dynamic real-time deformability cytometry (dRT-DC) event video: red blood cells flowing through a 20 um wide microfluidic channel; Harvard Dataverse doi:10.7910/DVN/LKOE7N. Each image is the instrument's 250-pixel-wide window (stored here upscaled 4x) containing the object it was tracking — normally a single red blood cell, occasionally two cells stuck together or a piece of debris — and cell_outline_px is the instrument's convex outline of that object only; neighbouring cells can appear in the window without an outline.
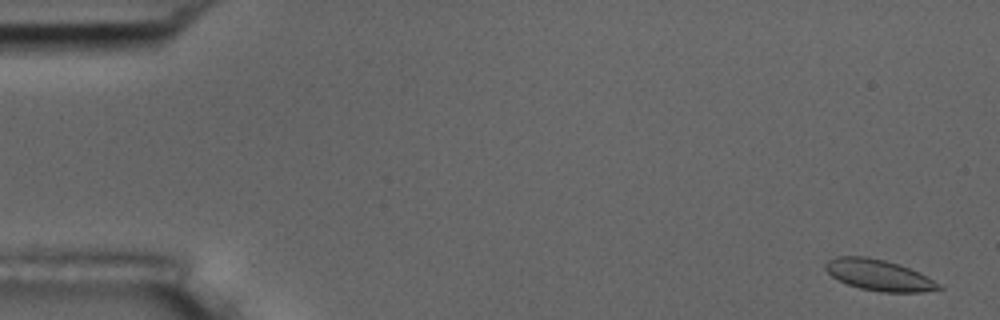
{"species": "common noctule bat (a hibernating species)", "species_latin": "Nyctalus noctula", "temperature_condition": "room temperature", "stored_images_in_passage": 55, "camera_frame_rate_fps": 3000, "um_per_image_px": 0.085, "animal": {"sex": "male", "body_mass_g": 17.5, "forearm_length_mm": 52.3}, "frame": {"image": 1, "passage_image": 2, "time_ms": 0.333, "image_size_px": [1000, 320], "cell_outline_px": [[944, 288], [924, 292], [880, 292], [860, 288], [848, 284], [832, 276], [824, 268], [824, 264], [828, 260], [836, 256], [868, 256], [900, 264], [920, 272], [940, 284]], "centroid_in_image_um": [74.72, 23.37], "position_along_channel_um": 10.3, "area_um2": 20.58}}
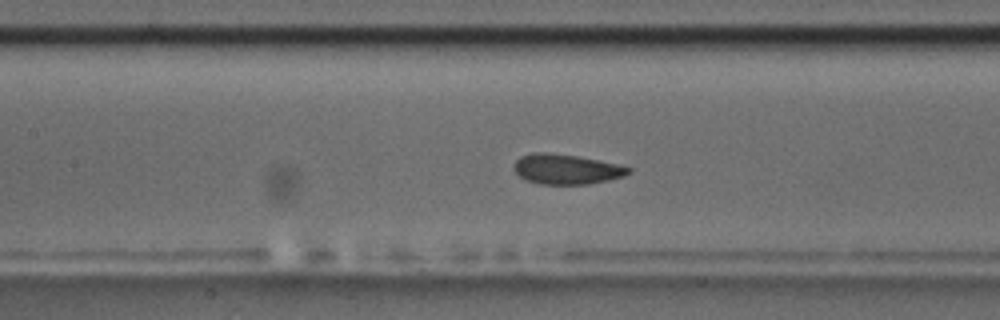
{"frame": {"image": 2, "passage_image": 25, "time_ms": 8.0, "image_size_px": [1000, 320], "cell_outline_px": [[632, 172], [624, 176], [608, 180], [588, 184], [540, 184], [528, 180], [520, 176], [512, 168], [516, 160], [520, 156], [532, 152], [548, 152], [576, 156], [616, 164], [632, 168]], "centroid_in_image_um": [48.12, 14.37], "position_along_channel_um": 159.3, "area_um2": 19.94}}
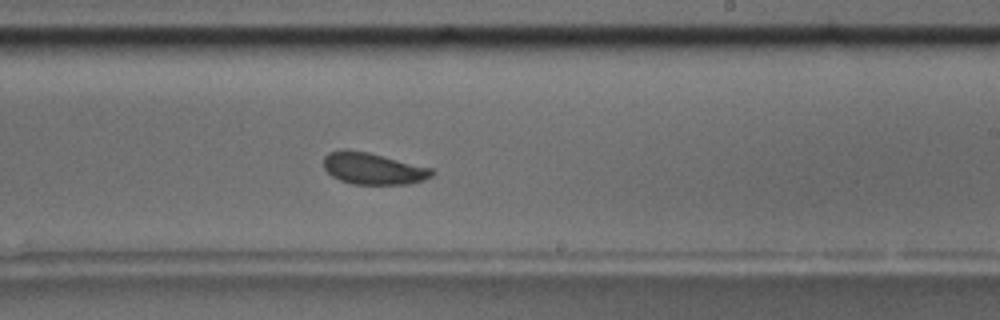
{"frame": {"image": 3, "passage_image": 33, "time_ms": 10.667, "image_size_px": [1000, 320], "cell_outline_px": [[436, 172], [432, 176], [424, 180], [412, 184], [352, 184], [340, 180], [332, 176], [324, 168], [324, 156], [328, 152], [340, 148], [348, 148], [368, 152], [432, 168]], "centroid_in_image_um": [31.7, 14.31], "position_along_channel_um": 257.3, "area_um2": 20.29}, "authors_computed_cell_mechanics": {"area_um2": 20.4612, "velocity_mm_per_s": 3.6949, "shape_relaxation_time_tau1_ms": 2.5103, "shape_relaxation_time_tau2_ms": 0.9372, "deformation_change_tau1": 0.0644, "deformation_change_tau2": 0.0508}}